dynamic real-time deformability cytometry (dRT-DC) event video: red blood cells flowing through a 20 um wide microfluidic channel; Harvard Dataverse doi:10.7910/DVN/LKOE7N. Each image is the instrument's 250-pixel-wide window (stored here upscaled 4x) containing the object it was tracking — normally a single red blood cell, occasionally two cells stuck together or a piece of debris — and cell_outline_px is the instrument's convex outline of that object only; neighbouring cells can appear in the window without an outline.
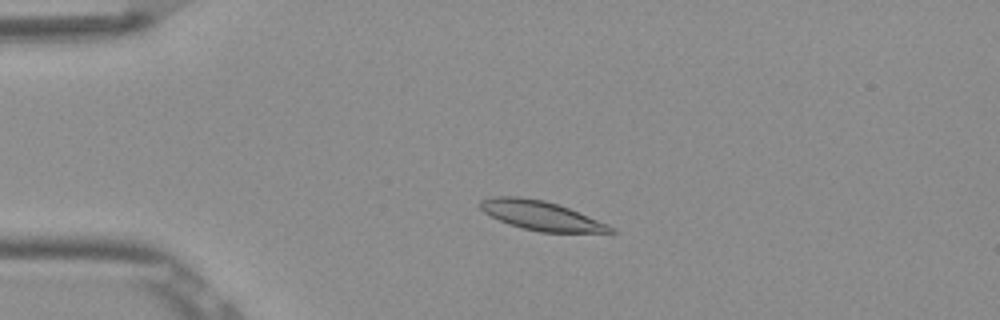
{"species": "Egyptian fruit bat (a non-hibernating species)", "species_latin": "Rousettus aegyptiacus", "temperature_condition": "room temperature", "stored_images_in_passage": 53, "camera_frame_rate_fps": 3000, "um_per_image_px": 0.085, "frame": {"image": 1, "passage_image": 12, "time_ms": 3.667, "image_size_px": [1000, 320], "cell_outline_px": [[616, 232], [540, 232], [508, 224], [484, 212], [480, 208], [480, 200], [496, 196], [516, 196], [544, 200], [568, 208], [608, 224]], "centroid_in_image_um": [45.96, 18.32], "position_along_channel_um": 39.0, "area_um2": 21.73}}
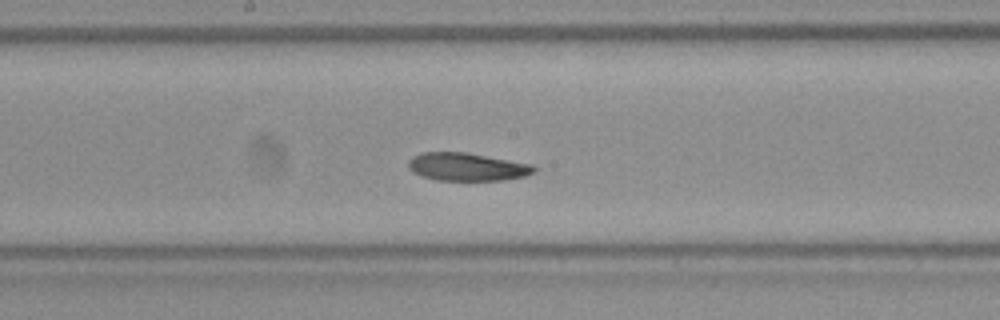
{"frame": {"image": 2, "passage_image": 28, "time_ms": 9.0, "image_size_px": [1000, 320], "cell_outline_px": [[536, 172], [524, 176], [504, 180], [436, 180], [420, 176], [412, 172], [408, 168], [408, 160], [412, 156], [420, 152], [464, 152], [532, 164], [536, 168]], "centroid_in_image_um": [39.65, 14.18], "position_along_channel_um": 208.5, "area_um2": 20.58}}
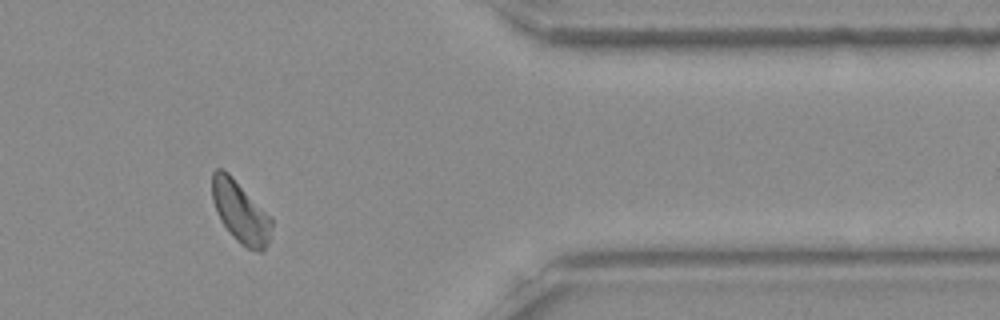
{"frame": {"image": 3, "passage_image": 44, "time_ms": 14.333, "image_size_px": [1000, 320], "cell_outline_px": [[272, 224], [268, 244], [260, 252], [248, 248], [240, 244], [232, 236], [220, 220], [216, 212], [212, 200], [212, 172], [216, 168], [224, 168], [272, 216]], "centroid_in_image_um": [20.43, 17.99], "position_along_channel_um": 391.0, "area_um2": 21.62}, "authors_computed_cell_mechanics": {"area_um2": 21.2126, "velocity_mm_per_s": 3.8288, "shape_relaxation_time_tau1_ms": 5.6916, "shape_relaxation_time_tau2_ms": 9.6693, "deformation_change_tau1": 0.1445, "deformation_change_tau2": 0.1672}}